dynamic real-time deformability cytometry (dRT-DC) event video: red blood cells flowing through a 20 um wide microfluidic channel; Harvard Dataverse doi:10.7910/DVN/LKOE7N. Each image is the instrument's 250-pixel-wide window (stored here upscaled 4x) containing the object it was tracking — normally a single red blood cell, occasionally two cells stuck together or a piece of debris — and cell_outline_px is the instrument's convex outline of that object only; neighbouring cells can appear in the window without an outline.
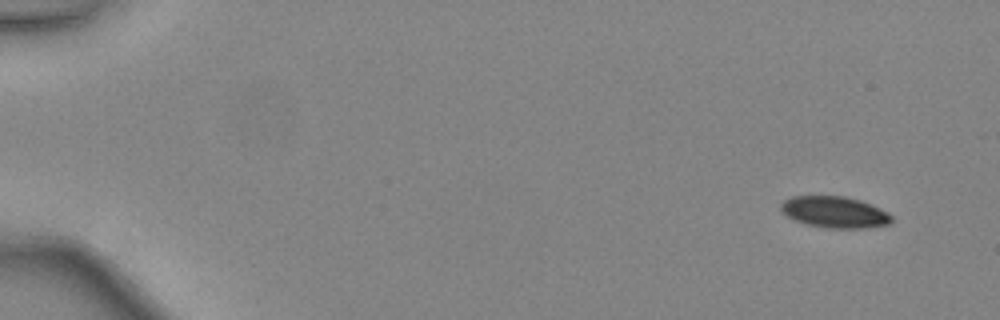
{"species": "common noctule bat (a hibernating species)", "species_latin": "Nyctalus noctula", "temperature_condition": "warm", "stored_images_in_passage": 37, "camera_frame_rate_fps": 3000, "um_per_image_px": 0.085, "animal": {"sex": "female", "body_mass_g": 24.6, "forearm_length_mm": 56.2}, "frame": {"image": 1, "passage_image": 1, "time_ms": 0.0, "image_size_px": [1000, 320], "cell_outline_px": [[892, 220], [888, 224], [864, 228], [824, 228], [808, 224], [796, 220], [788, 216], [780, 208], [780, 204], [784, 200], [792, 196], [844, 196], [860, 200], [888, 212], [892, 216]], "centroid_in_image_um": [70.94, 18.02], "position_along_channel_um": 14.1, "area_um2": 20.06}}
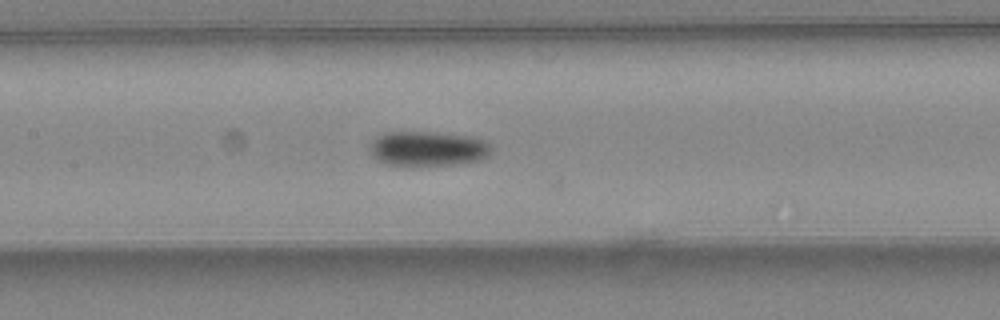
{"frame": {"image": 2, "passage_image": 22, "time_ms": 7.0, "image_size_px": [1000, 320], "cell_outline_px": [[492, 152], [488, 156], [480, 160], [456, 164], [388, 164], [372, 156], [372, 144], [380, 136], [388, 132], [440, 132], [476, 136], [492, 144]], "centroid_in_image_um": [36.52, 12.6], "position_along_channel_um": 170.9, "area_um2": 24.28}}
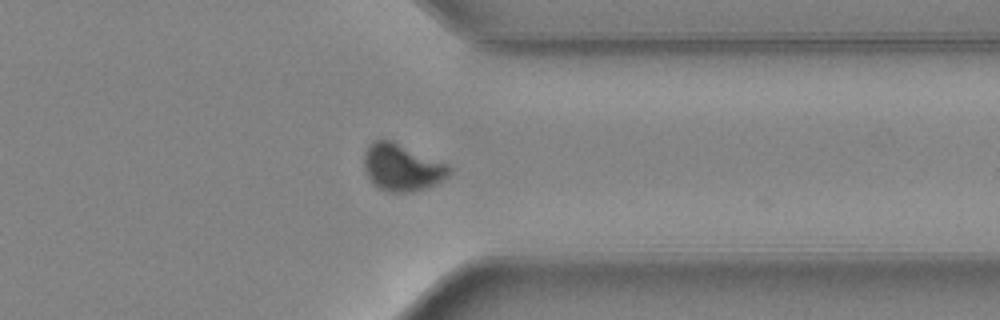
{"frame": {"image": 3, "passage_image": 36, "time_ms": 11.667, "image_size_px": [1000, 320], "cell_outline_px": [[452, 172], [448, 176], [436, 184], [408, 192], [388, 192], [380, 188], [368, 176], [364, 168], [364, 152], [368, 144], [372, 140], [392, 140], [448, 164], [452, 168]], "centroid_in_image_um": [34.17, 14.2], "position_along_channel_um": 377.2, "area_um2": 23.24}}